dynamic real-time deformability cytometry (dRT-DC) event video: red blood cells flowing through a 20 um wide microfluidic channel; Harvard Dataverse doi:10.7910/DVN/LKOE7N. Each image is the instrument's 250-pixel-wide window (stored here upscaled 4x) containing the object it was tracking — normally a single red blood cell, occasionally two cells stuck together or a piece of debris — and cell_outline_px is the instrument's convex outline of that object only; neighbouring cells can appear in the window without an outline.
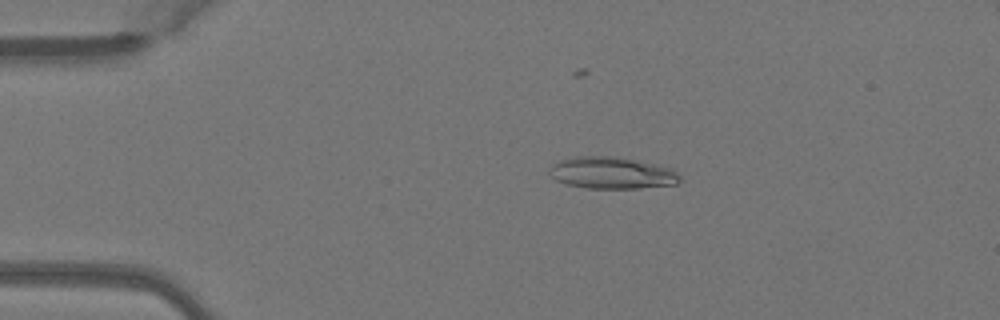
{"species": "Egyptian fruit bat (a non-hibernating species)", "species_latin": "Rousettus aegyptiacus", "temperature_condition": "warm", "stored_images_in_passage": 42, "camera_frame_rate_fps": 3000, "um_per_image_px": 0.085, "animal": {"sex": "female"}, "frame": {"image": 1, "passage_image": 5, "time_ms": 1.333, "image_size_px": [1000, 320], "cell_outline_px": [[680, 180], [676, 184], [636, 188], [584, 188], [568, 184], [556, 180], [548, 172], [552, 164], [560, 160], [576, 156], [612, 156], [656, 164], [672, 168], [680, 176]], "centroid_in_image_um": [51.99, 14.69], "position_along_channel_um": 33.0, "area_um2": 24.04}}
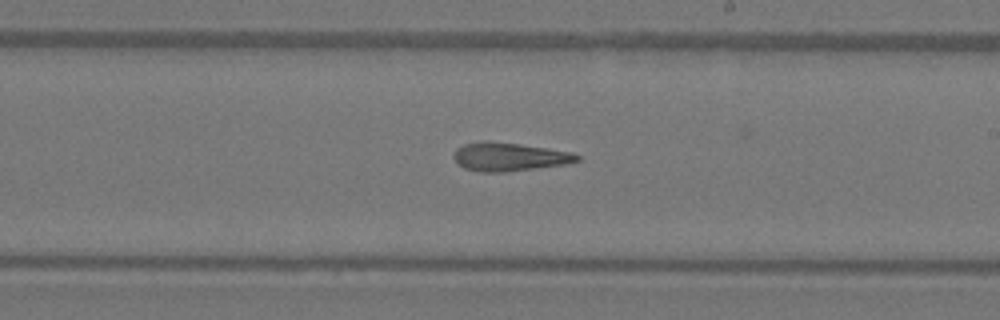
{"frame": {"image": 2, "passage_image": 24, "time_ms": 7.667, "image_size_px": [1000, 320], "cell_outline_px": [[580, 160], [568, 164], [504, 172], [480, 172], [464, 168], [456, 164], [452, 156], [456, 148], [464, 144], [484, 140], [520, 144], [548, 148], [572, 152], [580, 156]], "centroid_in_image_um": [43.26, 13.33], "position_along_channel_um": 245.7, "area_um2": 20.69}}
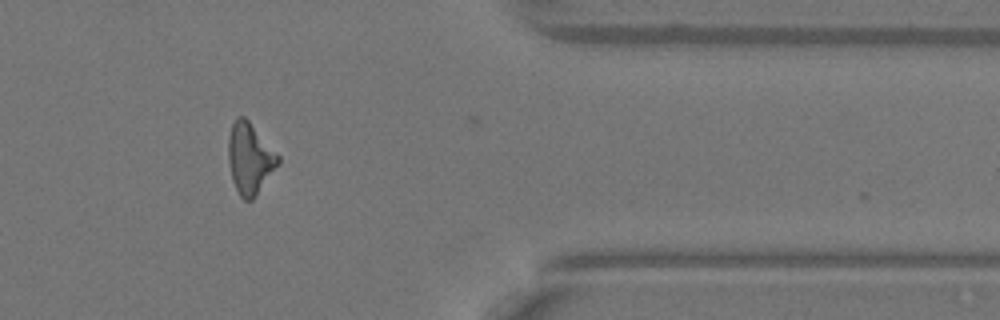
{"frame": {"image": 3, "passage_image": 36, "time_ms": 11.667, "image_size_px": [1000, 320], "cell_outline_px": [[280, 164], [252, 200], [244, 200], [240, 196], [232, 180], [228, 160], [228, 136], [232, 124], [236, 116], [244, 116], [248, 120], [280, 156]], "centroid_in_image_um": [21.23, 13.46], "position_along_channel_um": 390.2, "area_um2": 20.63}}